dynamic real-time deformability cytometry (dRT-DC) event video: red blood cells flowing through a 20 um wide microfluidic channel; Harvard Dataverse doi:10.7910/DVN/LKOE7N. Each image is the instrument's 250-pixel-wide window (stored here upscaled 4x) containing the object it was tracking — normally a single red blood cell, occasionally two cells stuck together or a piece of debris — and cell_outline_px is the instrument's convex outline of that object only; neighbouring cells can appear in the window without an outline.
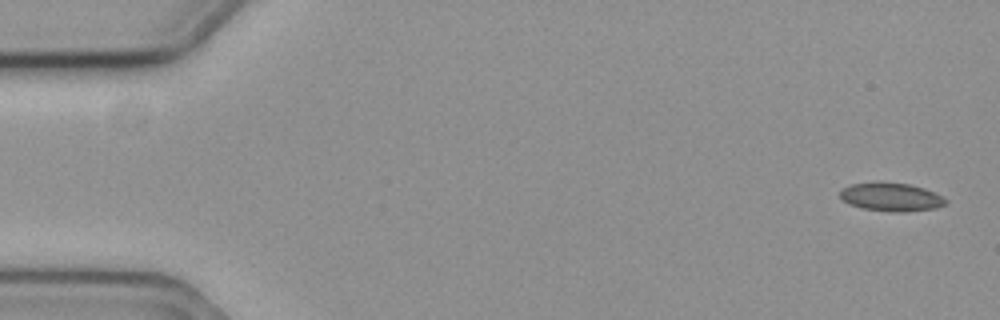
{"species": "common noctule bat (a hibernating species)", "species_latin": "Nyctalus noctula", "temperature_condition": "cold", "stored_images_in_passage": 7, "camera_frame_rate_fps": 3000, "um_per_image_px": 0.085, "animal": {"sex": "female", "body_mass_g": 19.3, "forearm_length_mm": 54.1}, "frame": {"image": 1, "passage_image": 1, "time_ms": 0.0, "image_size_px": [1000, 320], "cell_outline_px": [[948, 204], [936, 208], [904, 212], [892, 212], [864, 208], [848, 204], [840, 196], [840, 192], [844, 188], [852, 184], [876, 180], [880, 180], [908, 184], [924, 188], [936, 192], [948, 200]], "centroid_in_image_um": [75.78, 16.72], "position_along_channel_um": 9.2, "area_um2": 17.86}}
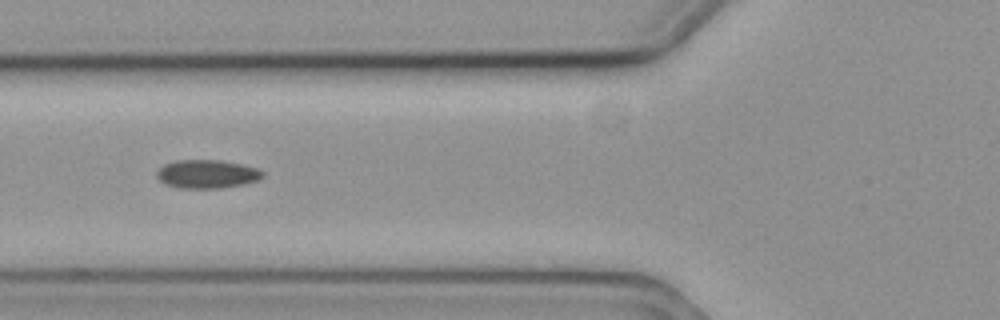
{"frame": {"image": 2, "passage_image": 6, "time_ms": 1.667, "image_size_px": [1000, 320], "cell_outline_px": [[264, 176], [256, 180], [244, 184], [220, 188], [180, 188], [164, 184], [156, 176], [156, 172], [164, 164], [176, 160], [220, 160], [240, 164], [256, 168], [264, 172]], "centroid_in_image_um": [17.57, 14.79], "position_along_channel_um": 108.2, "area_um2": 17.51}}
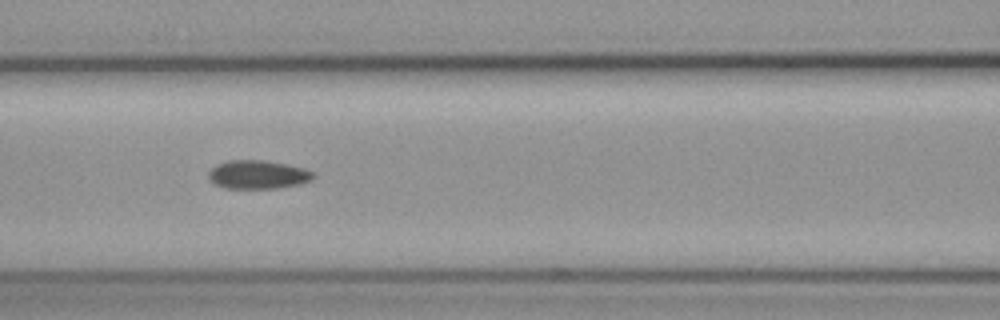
{"frame": {"image": 3, "passage_image": 7, "time_ms": 2.0, "image_size_px": [1000, 320], "cell_outline_px": [[312, 180], [300, 184], [276, 188], [224, 188], [216, 184], [208, 176], [208, 172], [216, 164], [228, 160], [260, 160], [284, 164], [300, 168], [312, 172]], "centroid_in_image_um": [21.86, 14.84], "position_along_channel_um": 144.7, "area_um2": 17.05}}